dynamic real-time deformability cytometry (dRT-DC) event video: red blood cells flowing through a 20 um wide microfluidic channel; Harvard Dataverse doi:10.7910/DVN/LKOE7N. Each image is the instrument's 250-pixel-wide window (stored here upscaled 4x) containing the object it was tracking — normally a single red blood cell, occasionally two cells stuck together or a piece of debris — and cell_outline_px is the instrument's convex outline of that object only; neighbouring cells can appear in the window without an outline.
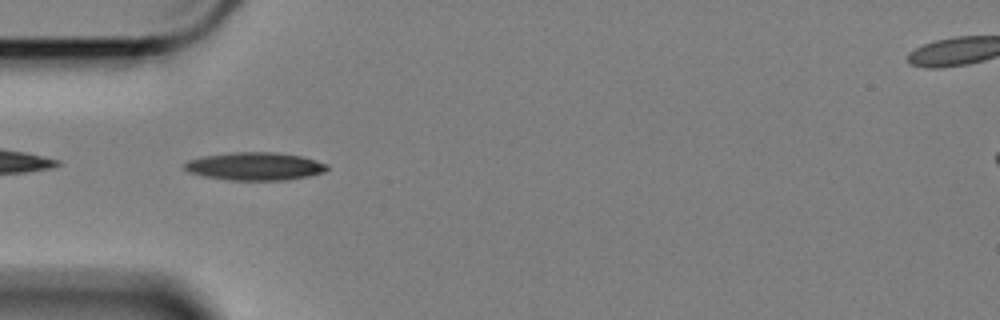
{"species": "Egyptian fruit bat (a non-hibernating species)", "species_latin": "Rousettus aegyptiacus", "temperature_condition": "cold", "stored_images_in_passage": 43, "camera_frame_rate_fps": 3000, "um_per_image_px": 0.085, "animal": {"sex": "female"}, "frame": {"image": 1, "passage_image": 1, "time_ms": 0.0, "image_size_px": [1000, 320], "cell_outline_px": [[328, 168], [324, 172], [308, 176], [284, 180], [232, 180], [204, 176], [188, 172], [184, 168], [184, 164], [188, 160], [204, 156], [232, 152], [276, 152], [300, 156], [316, 160], [328, 164]], "centroid_in_image_um": [21.67, 14.13], "position_along_channel_um": 63.3, "area_um2": 23.12}}
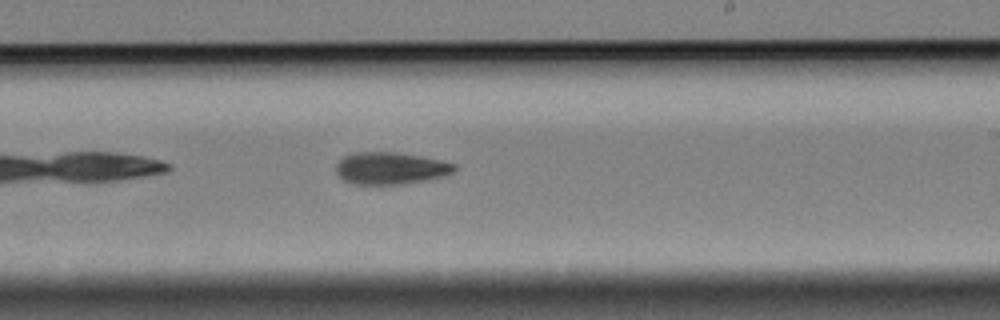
{"frame": {"image": 2, "passage_image": 18, "time_ms": 5.667, "image_size_px": [1000, 320], "cell_outline_px": [[456, 168], [452, 172], [444, 176], [428, 180], [404, 184], [352, 184], [344, 180], [336, 172], [336, 164], [344, 156], [356, 152], [396, 152], [420, 156], [440, 160], [456, 164]], "centroid_in_image_um": [33.2, 14.3], "position_along_channel_um": 255.8, "area_um2": 22.14}}
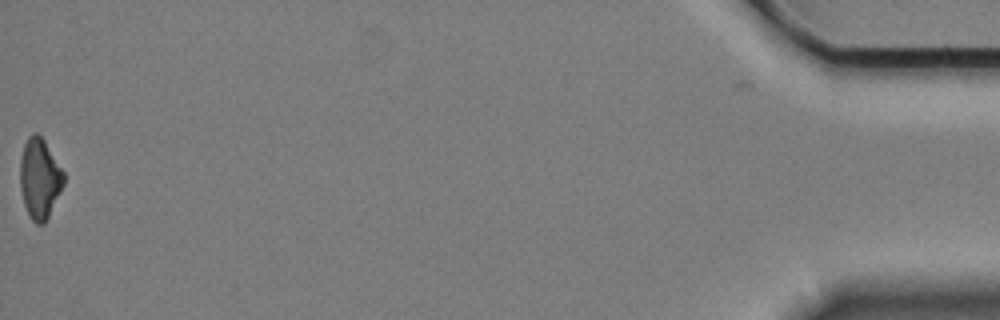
{"frame": {"image": 3, "passage_image": 42, "time_ms": 13.667, "image_size_px": [1000, 320], "cell_outline_px": [[64, 184], [44, 224], [36, 224], [32, 220], [24, 204], [20, 188], [20, 160], [24, 144], [28, 136], [32, 132], [36, 132], [44, 140], [64, 172]], "centroid_in_image_um": [3.36, 15.15], "position_along_channel_um": 431.8, "area_um2": 20.23}, "authors_computed_cell_mechanics": {"area_um2": 22.0218, "velocity_mm_per_s": 3.4025, "shape_relaxation_time_tau1_ms": 3.9524, "shape_relaxation_time_tau2_ms": null, "deformation_change_tau1": 0.1226, "deformation_change_tau2": null}}